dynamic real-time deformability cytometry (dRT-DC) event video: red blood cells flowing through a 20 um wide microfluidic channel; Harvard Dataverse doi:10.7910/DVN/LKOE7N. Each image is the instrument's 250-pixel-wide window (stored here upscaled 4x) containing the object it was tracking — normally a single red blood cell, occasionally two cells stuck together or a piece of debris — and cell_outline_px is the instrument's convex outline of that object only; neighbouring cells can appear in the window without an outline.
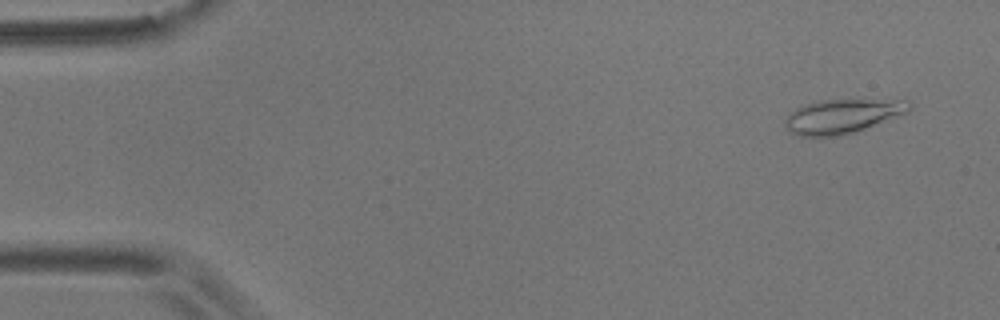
{"species": "common noctule bat (a hibernating species)", "species_latin": "Nyctalus noctula", "temperature_condition": "room temperature", "stored_images_in_passage": 4, "camera_frame_rate_fps": 3000, "um_per_image_px": 0.085, "animal": {"sex": "male", "body_mass_g": 17.9}, "frame": {"image": 1, "passage_image": 1, "time_ms": 0.0, "image_size_px": [1000, 320], "cell_outline_px": [[912, 108], [908, 112], [856, 132], [836, 136], [800, 136], [784, 128], [784, 120], [788, 112], [804, 104], [820, 100], [908, 100]], "centroid_in_image_um": [71.56, 9.88], "position_along_channel_um": 13.4, "area_um2": 24.8}}